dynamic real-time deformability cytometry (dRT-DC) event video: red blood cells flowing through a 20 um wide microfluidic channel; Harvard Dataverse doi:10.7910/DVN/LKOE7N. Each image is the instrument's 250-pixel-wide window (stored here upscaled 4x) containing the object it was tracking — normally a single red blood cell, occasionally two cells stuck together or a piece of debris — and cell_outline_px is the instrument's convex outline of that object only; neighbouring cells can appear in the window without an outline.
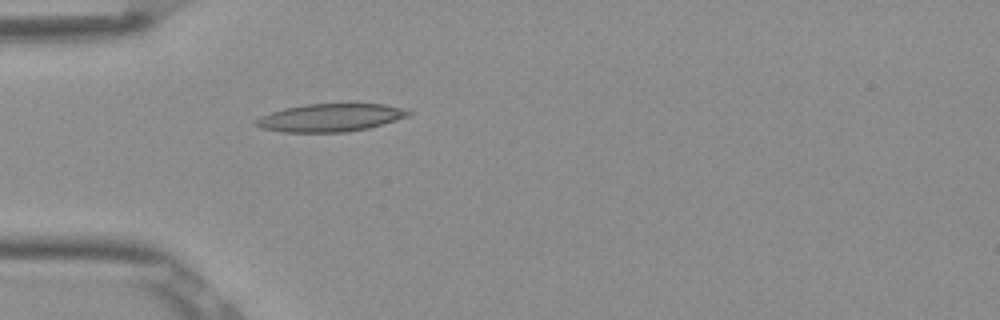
{"species": "Egyptian fruit bat (a non-hibernating species)", "species_latin": "Rousettus aegyptiacus", "temperature_condition": "room temperature", "stored_images_in_passage": 2, "camera_frame_rate_fps": 3000, "um_per_image_px": 0.085, "frame": {"image": 1, "passage_image": 2, "time_ms": 0.333, "image_size_px": [1000, 320], "cell_outline_px": [[412, 112], [408, 116], [368, 128], [344, 132], [280, 132], [260, 128], [252, 124], [260, 116], [284, 108], [304, 104], [384, 104], [408, 108]], "centroid_in_image_um": [28.06, 10.0], "position_along_channel_um": 56.9, "area_um2": 24.85}}